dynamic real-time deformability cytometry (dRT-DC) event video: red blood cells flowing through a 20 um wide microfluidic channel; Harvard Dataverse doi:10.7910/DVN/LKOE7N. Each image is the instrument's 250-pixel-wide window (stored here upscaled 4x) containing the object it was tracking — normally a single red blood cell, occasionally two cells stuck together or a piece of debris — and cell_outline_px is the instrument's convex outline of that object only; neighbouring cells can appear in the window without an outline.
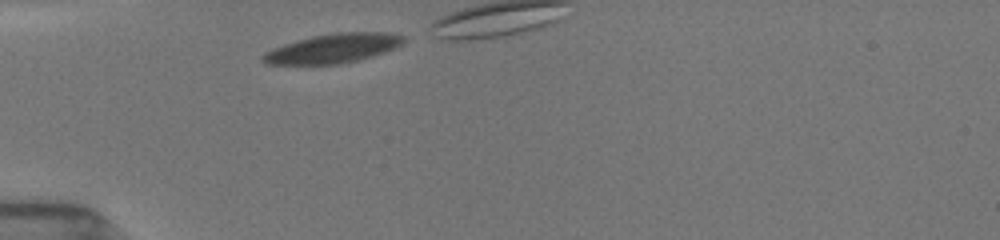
{"species": "common noctule bat (a hibernating species)", "species_latin": "Nyctalus noctula", "temperature_condition": "room temperature", "stored_images_in_passage": 12, "camera_frame_rate_fps": 3000, "um_per_image_px": 0.085, "animal": {"sex": "female", "body_mass_g": 19.5, "forearm_length_mm": 54.1}, "frame": {"image": 1, "passage_image": 1, "time_ms": 0.0, "image_size_px": [1000, 240], "cell_outline_px": [[404, 40], [400, 44], [384, 52], [372, 56], [340, 64], [268, 64], [260, 56], [264, 52], [284, 44], [316, 36], [340, 32], [384, 32], [404, 36]], "centroid_in_image_um": [28.29, 4.12], "position_along_channel_um": 56.7, "area_um2": 23.35}}
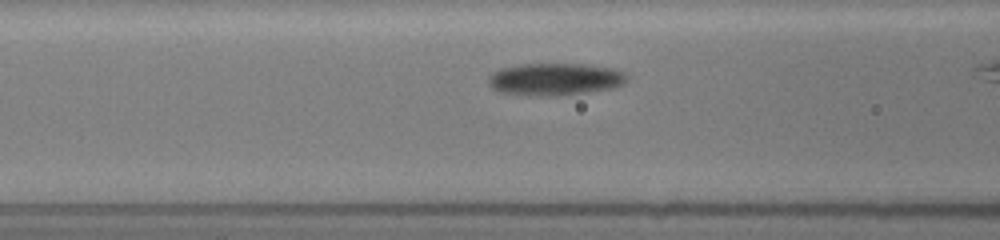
{"frame": {"image": 2, "passage_image": 7, "time_ms": 2.0, "image_size_px": [1000, 240], "cell_outline_px": [[628, 76], [624, 84], [612, 88], [588, 92], [556, 96], [536, 96], [500, 92], [492, 88], [488, 84], [488, 80], [496, 72], [504, 68], [524, 64], [584, 64], [612, 68], [624, 72]], "centroid_in_image_um": [47.23, 6.74], "position_along_channel_um": 119.4, "area_um2": 25.84}}
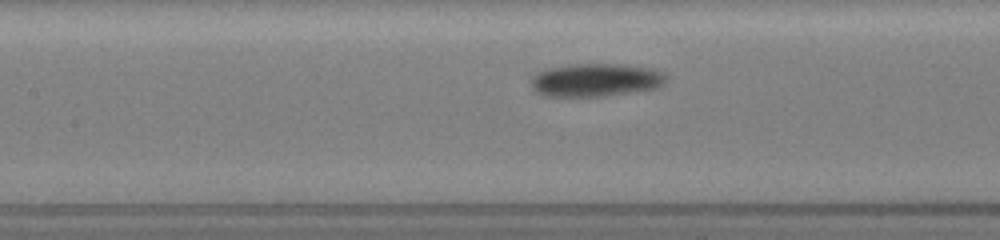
{"frame": {"image": 3, "passage_image": 10, "time_ms": 3.0, "image_size_px": [1000, 240], "cell_outline_px": [[664, 80], [656, 88], [604, 96], [544, 96], [536, 92], [532, 88], [532, 76], [536, 72], [548, 68], [564, 64], [616, 64], [648, 68], [660, 72], [664, 76]], "centroid_in_image_um": [50.52, 6.8], "position_along_channel_um": 156.9, "area_um2": 25.72}}